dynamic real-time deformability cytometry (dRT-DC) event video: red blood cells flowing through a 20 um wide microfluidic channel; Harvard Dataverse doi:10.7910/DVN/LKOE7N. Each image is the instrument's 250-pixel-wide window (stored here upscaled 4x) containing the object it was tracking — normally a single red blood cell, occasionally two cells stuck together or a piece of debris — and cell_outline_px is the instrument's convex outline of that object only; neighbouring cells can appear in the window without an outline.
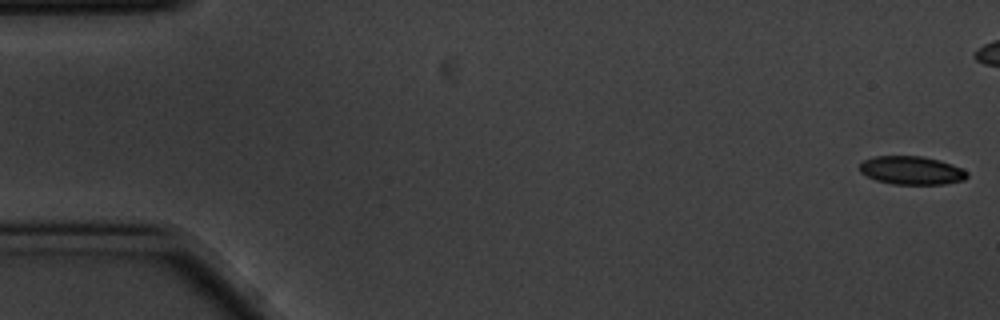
{"species": "common noctule bat (a hibernating species)", "species_latin": "Nyctalus noctula", "temperature_condition": "cold", "stored_images_in_passage": 46, "camera_frame_rate_fps": 3000, "um_per_image_px": 0.085, "animal": {"sex": "male", "body_mass_g": 20.1, "forearm_length_mm": 53.5}, "frame": {"image": 1, "passage_image": 1, "time_ms": 0.0, "image_size_px": [1000, 320], "cell_outline_px": [[968, 176], [964, 180], [944, 184], [892, 184], [876, 180], [860, 172], [860, 164], [864, 160], [872, 156], [924, 156], [940, 160], [952, 164], [968, 172]], "centroid_in_image_um": [77.49, 14.48], "position_along_channel_um": 7.5, "area_um2": 17.8}}
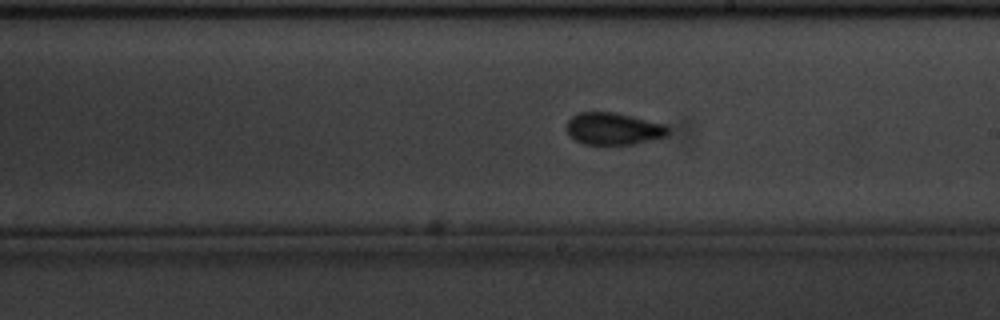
{"frame": {"image": 2, "passage_image": 32, "time_ms": 10.333, "image_size_px": [1000, 320], "cell_outline_px": [[668, 136], [636, 144], [584, 144], [568, 136], [564, 128], [568, 120], [572, 116], [580, 112], [612, 112], [668, 124]], "centroid_in_image_um": [52.13, 10.94], "position_along_channel_um": 236.9, "area_um2": 19.25}}
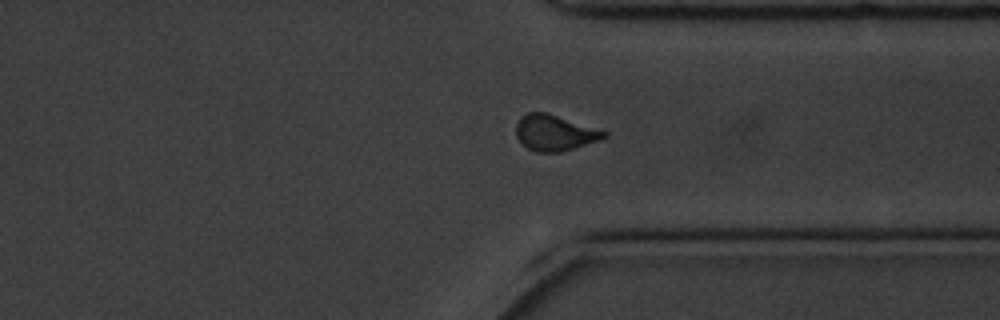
{"frame": {"image": 3, "passage_image": 43, "time_ms": 14.0, "image_size_px": [1000, 320], "cell_outline_px": [[608, 136], [600, 140], [560, 152], [536, 152], [528, 148], [516, 136], [516, 124], [520, 116], [528, 112], [548, 112], [608, 132]], "centroid_in_image_um": [47.14, 11.27], "position_along_channel_um": 364.3, "area_um2": 18.38}}